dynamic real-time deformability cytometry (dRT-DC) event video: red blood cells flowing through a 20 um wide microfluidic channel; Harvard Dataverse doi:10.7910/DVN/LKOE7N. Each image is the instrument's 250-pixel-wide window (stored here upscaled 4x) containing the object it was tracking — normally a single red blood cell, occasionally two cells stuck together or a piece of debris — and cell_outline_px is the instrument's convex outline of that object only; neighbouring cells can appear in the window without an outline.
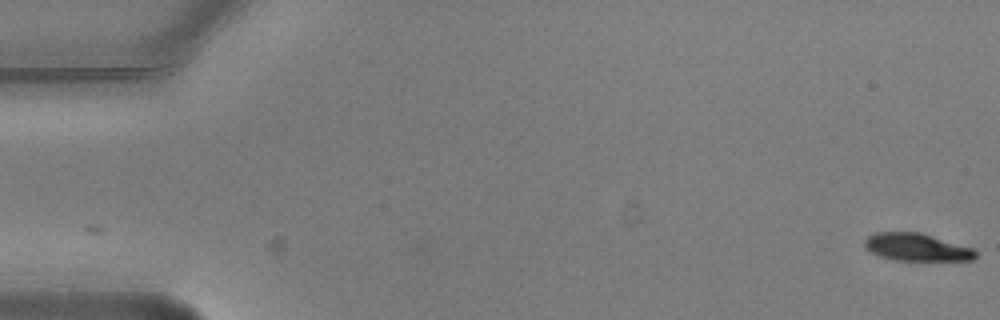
{"species": "common noctule bat (a hibernating species)", "species_latin": "Nyctalus noctula", "temperature_condition": "warm", "stored_images_in_passage": 2, "camera_frame_rate_fps": 3000, "um_per_image_px": 0.085, "animal": {"sex": "male", "body_mass_g": 20.5, "forearm_length_mm": 52.5}, "frame": {"image": 1, "passage_image": 2, "time_ms": 0.333, "image_size_px": [1000, 320], "cell_outline_px": [[976, 256], [972, 260], [896, 260], [880, 256], [868, 252], [864, 248], [864, 240], [868, 236], [876, 232], [920, 232], [972, 248], [976, 252]], "centroid_in_image_um": [77.85, 21.01], "position_along_channel_um": 7.1, "area_um2": 17.74}}